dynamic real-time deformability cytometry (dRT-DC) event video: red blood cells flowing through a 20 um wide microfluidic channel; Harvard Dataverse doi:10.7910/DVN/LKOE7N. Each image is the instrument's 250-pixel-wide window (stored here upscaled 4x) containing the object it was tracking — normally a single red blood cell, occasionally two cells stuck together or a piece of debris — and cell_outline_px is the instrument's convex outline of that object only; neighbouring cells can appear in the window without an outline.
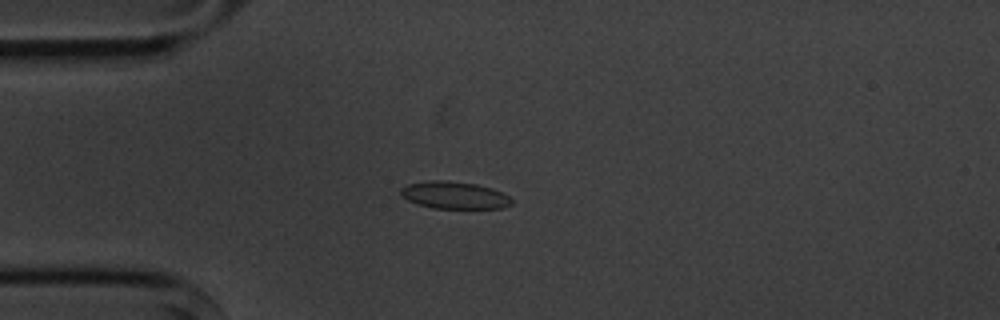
{"species": "common noctule bat (a hibernating species)", "species_latin": "Nyctalus noctula", "temperature_condition": "cold", "stored_images_in_passage": 3, "camera_frame_rate_fps": 3000, "um_per_image_px": 0.085, "animal": {"sex": "male", "body_mass_g": 20.1, "forearm_length_mm": 53.5}, "frame": {"image": 1, "passage_image": 3, "time_ms": 2.333, "image_size_px": [1000, 320], "cell_outline_px": [[512, 204], [504, 208], [432, 208], [416, 204], [400, 196], [400, 188], [408, 184], [432, 180], [448, 180], [476, 184], [492, 188], [508, 196], [512, 200]], "centroid_in_image_um": [38.59, 16.59], "position_along_channel_um": 46.4, "area_um2": 17.69}}